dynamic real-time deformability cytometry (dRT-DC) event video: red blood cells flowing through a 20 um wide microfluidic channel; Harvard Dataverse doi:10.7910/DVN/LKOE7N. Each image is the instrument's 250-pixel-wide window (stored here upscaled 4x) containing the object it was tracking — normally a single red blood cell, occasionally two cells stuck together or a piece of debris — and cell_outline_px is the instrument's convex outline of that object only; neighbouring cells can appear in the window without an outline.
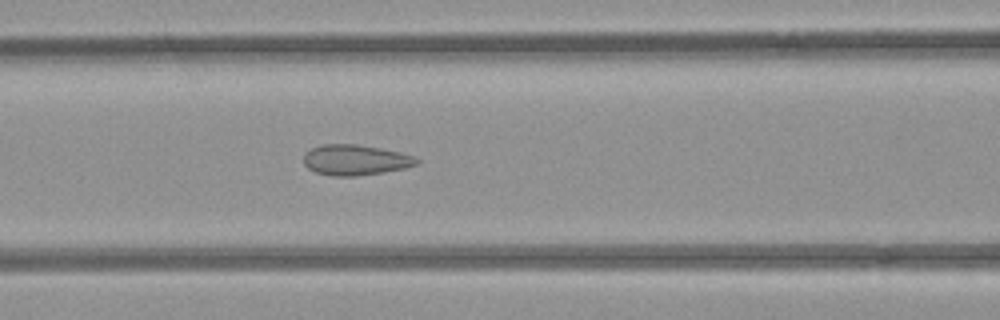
{"species": "common noctule bat (a hibernating species)", "species_latin": "Nyctalus noctula", "temperature_condition": "room temperature", "stored_images_in_passage": 42, "camera_frame_rate_fps": 3000, "um_per_image_px": 0.085, "animal": {"sex": "female", "body_mass_g": 21.9}, "frame": {"image": 1, "passage_image": 21, "time_ms": 6.667, "image_size_px": [1000, 320], "cell_outline_px": [[420, 164], [404, 168], [384, 172], [356, 176], [332, 176], [316, 172], [308, 168], [304, 164], [304, 152], [320, 144], [356, 144], [380, 148], [400, 152], [412, 156], [420, 160]], "centroid_in_image_um": [30.2, 13.59], "position_along_channel_um": 136.4, "area_um2": 20.17}}
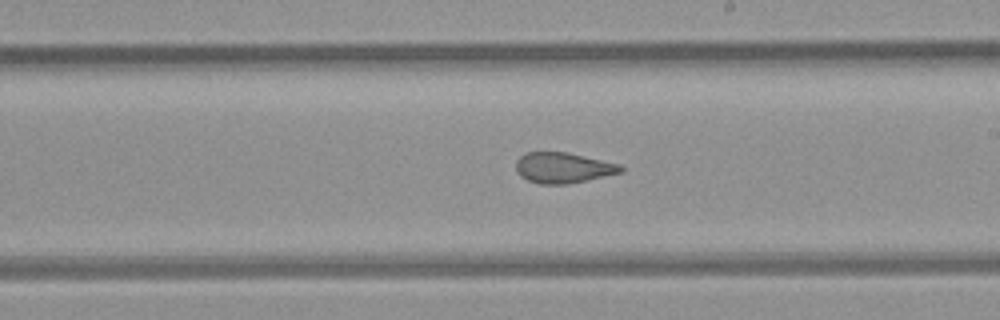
{"frame": {"image": 2, "passage_image": 29, "time_ms": 9.333, "image_size_px": [1000, 320], "cell_outline_px": [[624, 172], [568, 184], [540, 184], [528, 180], [520, 176], [516, 172], [516, 160], [524, 152], [568, 152], [620, 164], [624, 168]], "centroid_in_image_um": [47.86, 14.25], "position_along_channel_um": 241.1, "area_um2": 18.84}}
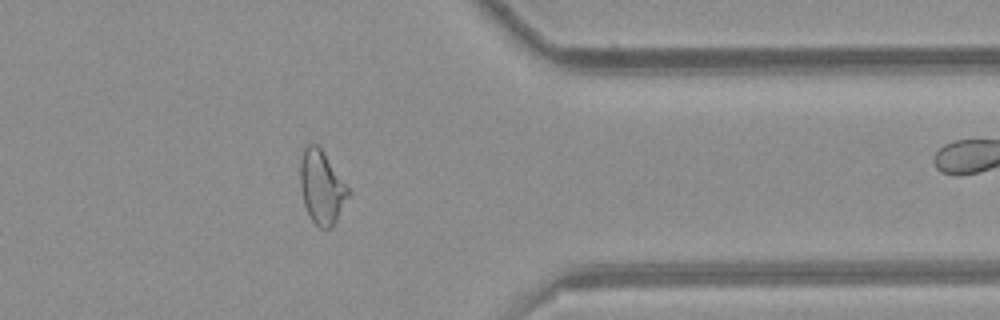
{"frame": {"image": 3, "passage_image": 41, "time_ms": 13.333, "image_size_px": [1000, 320], "cell_outline_px": [[352, 192], [332, 228], [320, 228], [312, 220], [304, 204], [300, 188], [300, 156], [304, 148], [308, 144], [316, 144], [324, 152]], "centroid_in_image_um": [27.35, 15.91], "position_along_channel_um": 384.0, "area_um2": 20.69}}